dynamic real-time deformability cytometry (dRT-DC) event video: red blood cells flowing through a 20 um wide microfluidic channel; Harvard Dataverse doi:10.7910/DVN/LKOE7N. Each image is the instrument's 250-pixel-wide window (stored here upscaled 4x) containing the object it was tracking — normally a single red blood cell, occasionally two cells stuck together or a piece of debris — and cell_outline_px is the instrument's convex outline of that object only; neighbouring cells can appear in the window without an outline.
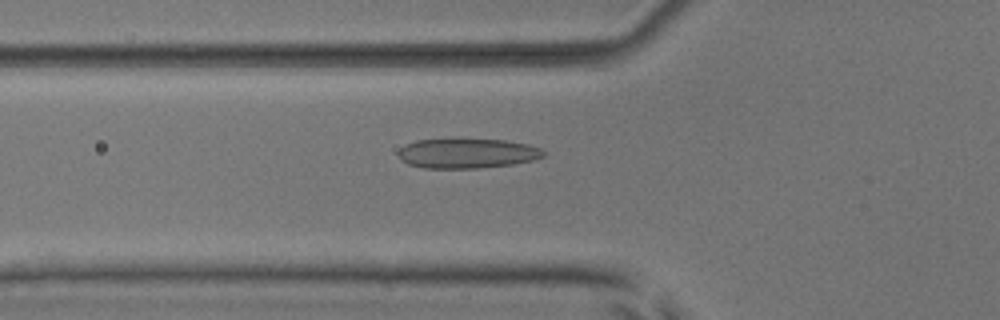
{"species": "common noctule bat (a hibernating species)", "species_latin": "Nyctalus noctula", "temperature_condition": "room temperature", "stored_images_in_passage": 53, "camera_frame_rate_fps": 3000, "um_per_image_px": 0.085, "animal": {"sex": "male", "body_mass_g": 17.9, "forearm_length_mm": 54.2}, "frame": {"image": 1, "passage_image": 19, "time_ms": 6.0, "image_size_px": [1000, 320], "cell_outline_px": [[544, 156], [532, 160], [512, 164], [476, 168], [424, 168], [408, 164], [400, 160], [396, 152], [404, 144], [416, 140], [504, 140], [528, 144], [540, 148], [544, 152]], "centroid_in_image_um": [39.65, 13.04], "position_along_channel_um": 86.2, "area_um2": 24.97}}
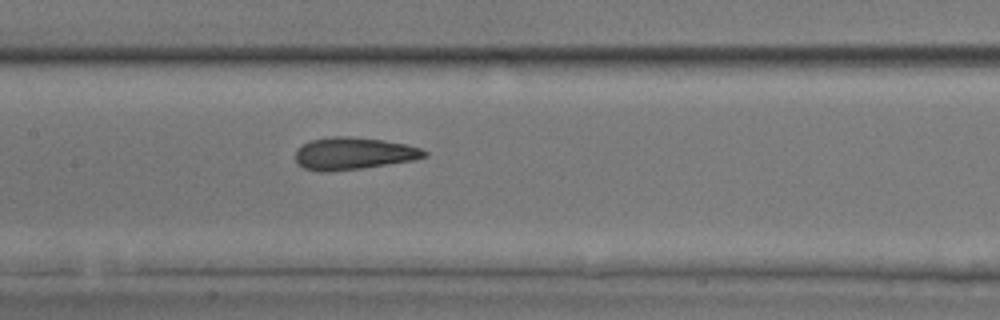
{"frame": {"image": 2, "passage_image": 26, "time_ms": 8.333, "image_size_px": [1000, 320], "cell_outline_px": [[428, 156], [416, 160], [364, 168], [328, 172], [320, 172], [304, 168], [296, 160], [296, 152], [304, 144], [312, 140], [332, 136], [348, 136], [384, 140], [404, 144], [420, 148], [428, 152]], "centroid_in_image_um": [30.1, 13.06], "position_along_channel_um": 177.3, "area_um2": 24.22}}
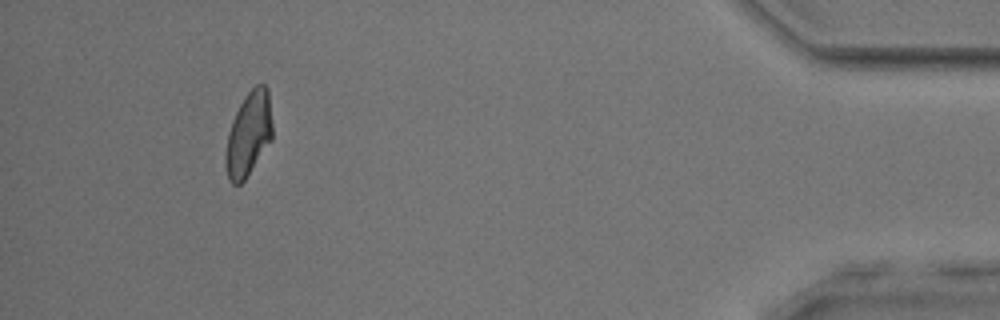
{"frame": {"image": 3, "passage_image": 49, "time_ms": 16.0, "image_size_px": [1000, 320], "cell_outline_px": [[272, 140], [244, 180], [240, 184], [232, 184], [228, 180], [224, 164], [224, 156], [228, 132], [232, 120], [244, 96], [256, 84], [264, 84], [268, 88], [272, 124]], "centroid_in_image_um": [21.12, 11.41], "position_along_channel_um": 414.1, "area_um2": 23.12}, "authors_computed_cell_mechanics": {"area_um2": 24.2182, "velocity_mm_per_s": 3.8978, "shape_relaxation_time_tau1_ms": 5.1423, "shape_relaxation_time_tau2_ms": 1.9505, "deformation_change_tau1": 0.1672, "deformation_change_tau2": 0.0857}}